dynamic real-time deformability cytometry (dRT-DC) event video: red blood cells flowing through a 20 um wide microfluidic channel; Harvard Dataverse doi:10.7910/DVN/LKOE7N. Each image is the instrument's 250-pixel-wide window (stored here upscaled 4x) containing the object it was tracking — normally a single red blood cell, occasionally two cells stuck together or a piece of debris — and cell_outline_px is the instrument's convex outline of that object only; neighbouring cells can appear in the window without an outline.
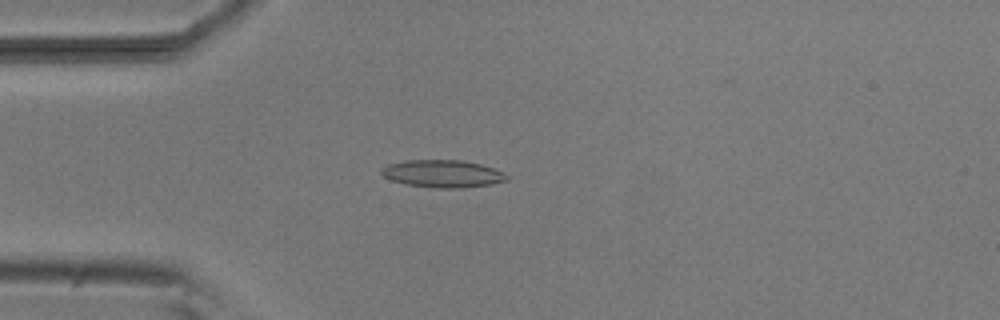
{"species": "common noctule bat (a hibernating species)", "species_latin": "Nyctalus noctula", "temperature_condition": "room temperature", "stored_images_in_passage": 42, "camera_frame_rate_fps": 3000, "um_per_image_px": 0.085, "animal": {"sex": "male", "body_mass_g": 20.5, "forearm_length_mm": 52.5}, "frame": {"image": 1, "passage_image": 3, "time_ms": 0.667, "image_size_px": [1000, 320], "cell_outline_px": [[508, 180], [488, 184], [460, 188], [440, 188], [408, 184], [392, 180], [384, 176], [380, 172], [380, 168], [388, 164], [404, 160], [460, 160], [480, 164], [492, 168], [508, 176]], "centroid_in_image_um": [37.58, 14.75], "position_along_channel_um": 47.4, "area_um2": 19.71}}
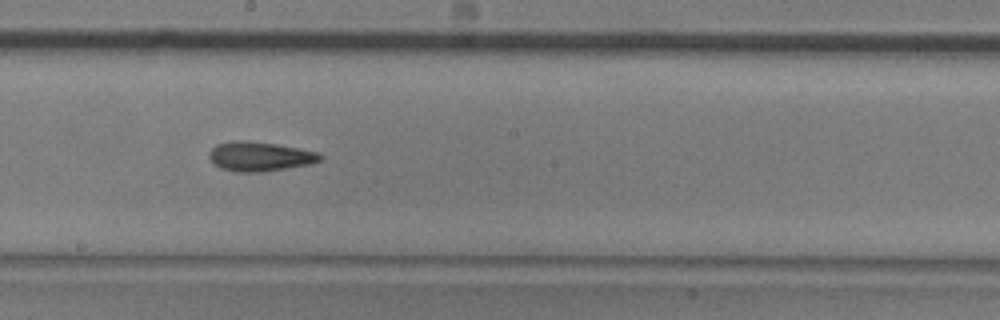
{"frame": {"image": 2, "passage_image": 18, "time_ms": 5.667, "image_size_px": [1000, 320], "cell_outline_px": [[324, 156], [320, 160], [308, 164], [264, 172], [236, 172], [220, 168], [212, 164], [208, 156], [208, 152], [216, 144], [232, 140], [248, 140], [276, 144], [320, 152]], "centroid_in_image_um": [22.03, 13.29], "position_along_channel_um": 226.2, "area_um2": 19.31}}
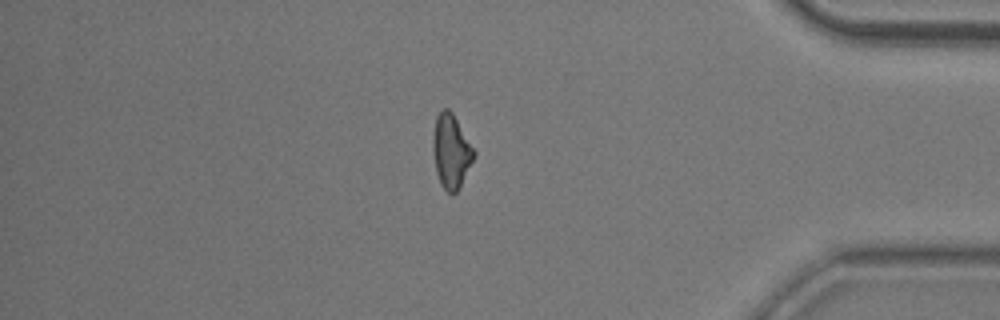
{"frame": {"image": 3, "passage_image": 34, "time_ms": 11.0, "image_size_px": [1000, 320], "cell_outline_px": [[476, 152], [460, 188], [452, 196], [440, 184], [436, 172], [432, 148], [432, 140], [436, 116], [444, 108], [448, 108], [452, 112]], "centroid_in_image_um": [38.33, 12.88], "position_along_channel_um": 396.9, "area_um2": 17.63}, "authors_computed_cell_mechanics": {"area_um2": 17.8602, "velocity_mm_per_s": 3.8162, "shape_relaxation_time_tau1_ms": 6.5165, "shape_relaxation_time_tau2_ms": 8.9641, "deformation_change_tau1": 0.1666, "deformation_change_tau2": 0.2038}}